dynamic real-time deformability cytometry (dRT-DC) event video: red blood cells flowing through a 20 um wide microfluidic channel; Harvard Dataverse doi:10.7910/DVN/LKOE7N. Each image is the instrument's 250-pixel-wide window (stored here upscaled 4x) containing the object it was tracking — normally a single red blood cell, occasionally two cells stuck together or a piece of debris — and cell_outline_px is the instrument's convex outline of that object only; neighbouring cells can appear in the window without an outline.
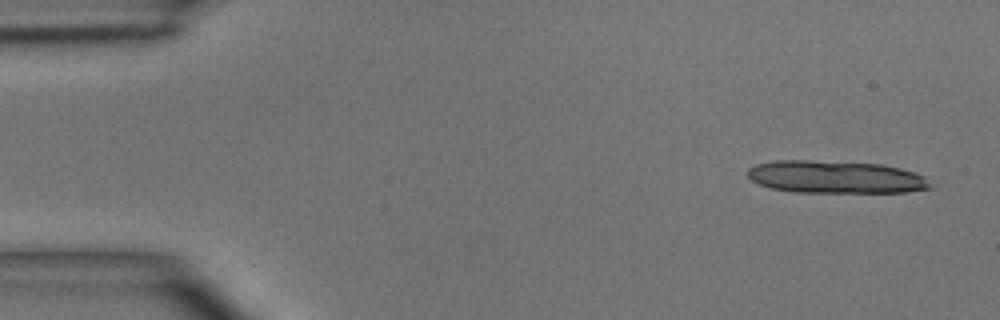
{"species": "common noctule bat (a hibernating species)", "species_latin": "Nyctalus noctula", "temperature_condition": "room temperature", "stored_images_in_passage": 4, "camera_frame_rate_fps": 3000, "um_per_image_px": 0.085, "animal": {"sex": "male", "body_mass_g": 15.6}, "frame": {"image": 1, "passage_image": 1, "time_ms": 0.0, "image_size_px": [1000, 320], "cell_outline_px": [[932, 188], [904, 192], [792, 192], [772, 188], [760, 184], [752, 180], [748, 176], [748, 168], [756, 164], [776, 160], [808, 160], [880, 164], [900, 168], [924, 176]], "centroid_in_image_um": [70.99, 15.05], "position_along_channel_um": 14.0, "area_um2": 34.45}}